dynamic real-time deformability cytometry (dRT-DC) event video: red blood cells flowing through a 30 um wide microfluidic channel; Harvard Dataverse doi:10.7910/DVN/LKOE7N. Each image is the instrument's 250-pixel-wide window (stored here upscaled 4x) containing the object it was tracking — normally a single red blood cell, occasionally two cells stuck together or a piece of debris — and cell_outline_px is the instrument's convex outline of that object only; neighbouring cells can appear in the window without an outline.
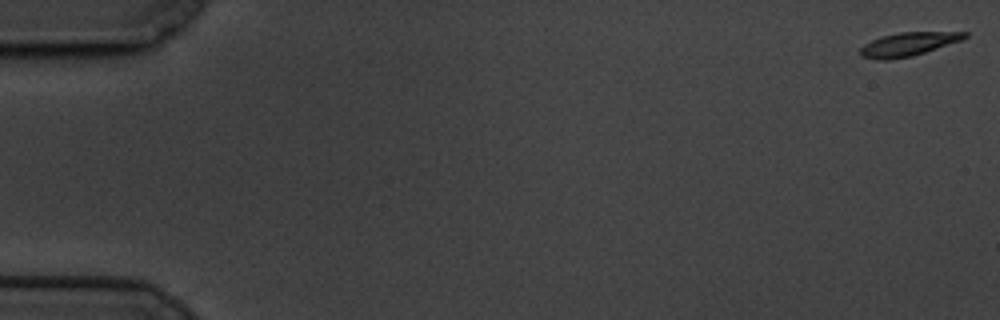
{"species": "common noctule bat (a hibernating species)", "species_latin": "Nyctalus noctula", "temperature_condition": "cold", "stored_images_in_passage": 60, "camera_frame_rate_fps": 3000, "um_per_image_px": 0.085, "animal": {"sex": "male", "body_mass_g": 19.5, "forearm_length_mm": 54.6}, "frame": {"image": 1, "passage_image": 1, "time_ms": 0.0, "image_size_px": [1000, 320], "cell_outline_px": [[968, 36], [960, 40], [912, 56], [888, 60], [876, 60], [860, 56], [860, 48], [864, 44], [880, 36], [900, 32], [968, 32]], "centroid_in_image_um": [77.13, 3.76], "position_along_channel_um": 7.9, "area_um2": 14.22}}
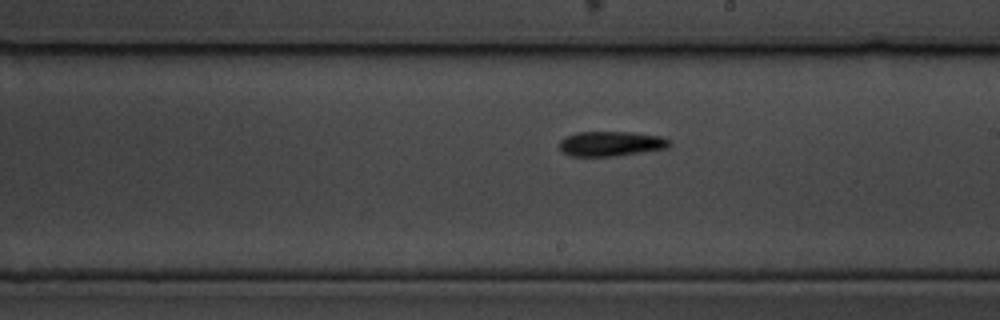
{"frame": {"image": 2, "passage_image": 35, "time_ms": 11.333, "image_size_px": [1000, 320], "cell_outline_px": [[672, 144], [668, 148], [616, 156], [572, 156], [564, 152], [560, 148], [560, 140], [568, 136], [580, 132], [632, 132], [660, 136], [668, 140]], "centroid_in_image_um": [51.97, 12.22], "position_along_channel_um": 237.0, "area_um2": 15.78}}
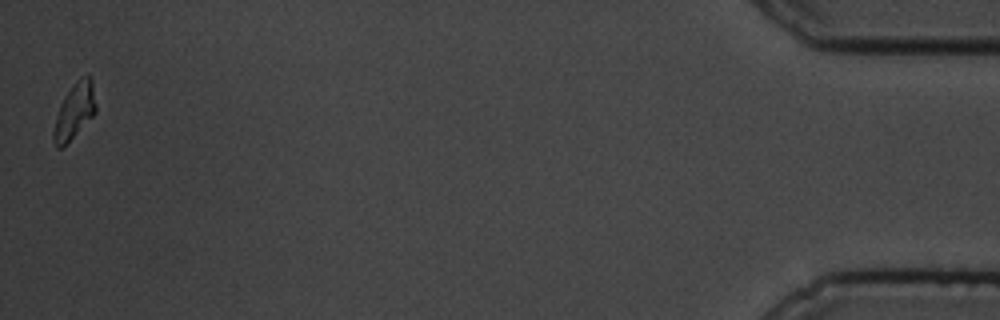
{"frame": {"image": 3, "passage_image": 60, "time_ms": 19.667, "image_size_px": [1000, 320], "cell_outline_px": [[96, 112], [64, 148], [56, 148], [52, 140], [52, 132], [56, 116], [60, 104], [64, 96], [72, 84], [76, 80], [88, 72], [92, 76], [96, 104]], "centroid_in_image_um": [6.33, 9.43], "position_along_channel_um": 428.9, "area_um2": 14.22}, "authors_computed_cell_mechanics": {"area_um2": 14.7101, "velocity_mm_per_s": 3.3595, "shape_relaxation_time_tau1_ms": 3.1104, "shape_relaxation_time_tau2_ms": 7.9908, "deformation_change_tau1": 0.1181, "deformation_change_tau2": 0.1411}}